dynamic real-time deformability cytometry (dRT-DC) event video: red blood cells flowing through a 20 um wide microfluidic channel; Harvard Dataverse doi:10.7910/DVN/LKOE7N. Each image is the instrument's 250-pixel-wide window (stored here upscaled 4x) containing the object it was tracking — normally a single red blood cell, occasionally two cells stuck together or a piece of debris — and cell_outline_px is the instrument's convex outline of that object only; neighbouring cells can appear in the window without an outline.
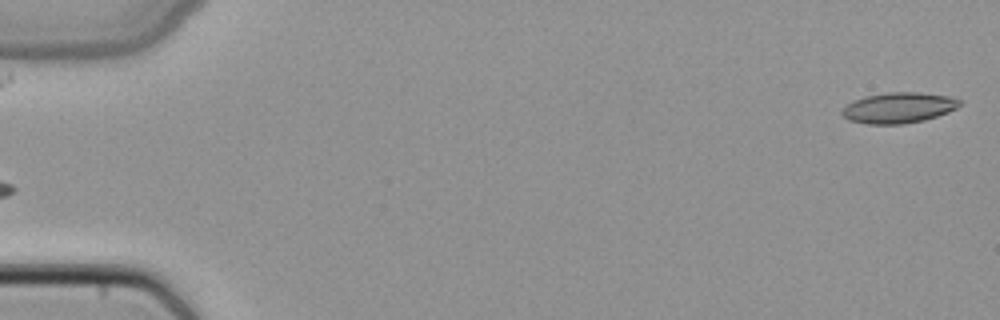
{"species": "common noctule bat (a hibernating species)", "species_latin": "Nyctalus noctula", "temperature_condition": "cold", "stored_images_in_passage": 3, "segment_of_instrument_passage": [2, 2], "camera_frame_rate_fps": 3000, "um_per_image_px": 0.085, "animal": {"sex": "female", "body_mass_g": 22.7, "forearm_length_mm": 54.2}, "frame": {"image": 1, "passage_image": 3, "time_ms": 0.667, "image_size_px": [1000, 320], "cell_outline_px": [[960, 104], [956, 108], [948, 112], [924, 120], [904, 124], [868, 124], [848, 120], [840, 112], [848, 104], [856, 100], [868, 96], [888, 92], [920, 92], [952, 96], [960, 100]], "centroid_in_image_um": [76.41, 9.16], "position_along_channel_um": 8.6, "area_um2": 20.87}}